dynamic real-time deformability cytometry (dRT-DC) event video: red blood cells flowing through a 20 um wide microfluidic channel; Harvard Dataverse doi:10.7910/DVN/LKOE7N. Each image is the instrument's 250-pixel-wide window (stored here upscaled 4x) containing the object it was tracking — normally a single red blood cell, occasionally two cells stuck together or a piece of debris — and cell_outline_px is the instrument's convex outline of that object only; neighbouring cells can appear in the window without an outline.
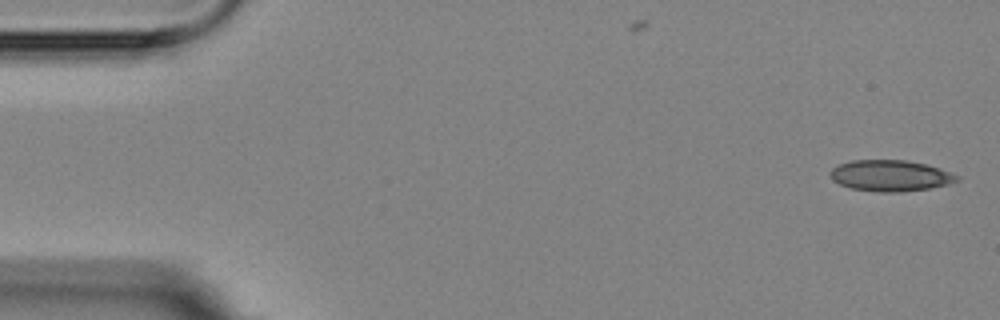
{"species": "Egyptian fruit bat (a non-hibernating species)", "species_latin": "Rousettus aegyptiacus", "temperature_condition": "room temperature", "stored_images_in_passage": 5, "camera_frame_rate_fps": 3000, "um_per_image_px": 0.085, "animal": {"sex": "female"}, "frame": {"image": 1, "passage_image": 1, "time_ms": 0.0, "image_size_px": [1000, 320], "cell_outline_px": [[960, 180], [948, 184], [928, 188], [900, 192], [880, 192], [852, 188], [840, 184], [832, 180], [828, 172], [836, 164], [852, 160], [904, 160], [928, 164], [940, 168], [960, 176]], "centroid_in_image_um": [75.67, 14.92], "position_along_channel_um": 9.3, "area_um2": 23.12}}
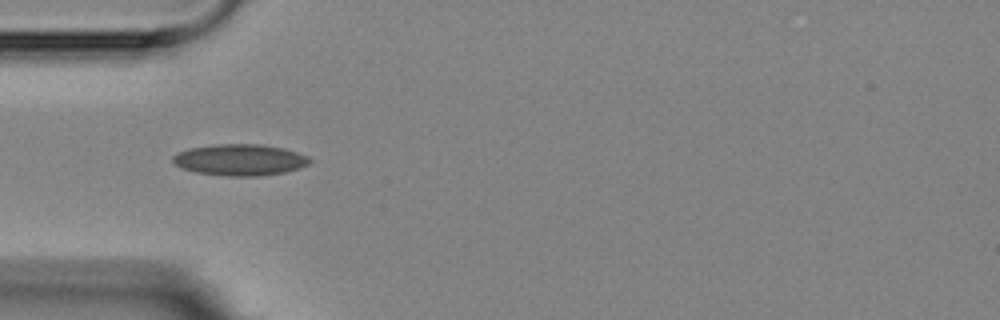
{"frame": {"image": 2, "passage_image": 4, "time_ms": 5.0, "image_size_px": [1000, 320], "cell_outline_px": [[312, 160], [308, 164], [300, 168], [284, 172], [260, 176], [228, 176], [196, 172], [180, 168], [172, 160], [172, 156], [176, 152], [188, 148], [216, 144], [260, 144], [284, 148], [308, 156]], "centroid_in_image_um": [20.37, 13.58], "position_along_channel_um": 64.6, "area_um2": 25.14}}
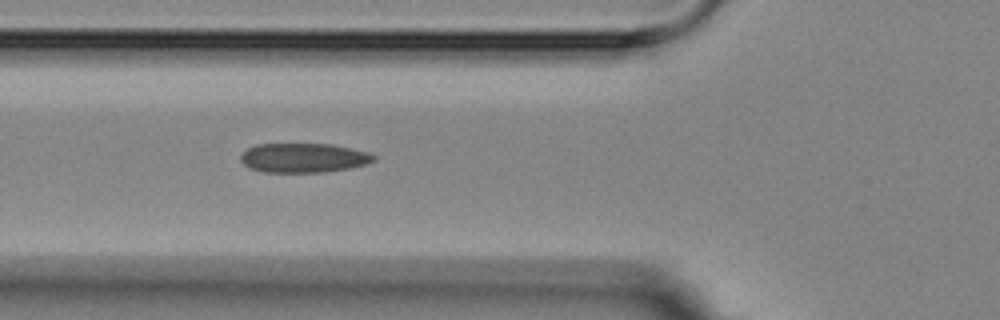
{"frame": {"image": 3, "passage_image": 5, "time_ms": 6.0, "image_size_px": [1000, 320], "cell_outline_px": [[376, 160], [364, 164], [348, 168], [324, 172], [264, 172], [248, 168], [240, 160], [240, 156], [248, 148], [256, 144], [332, 144], [352, 148], [368, 152], [376, 156]], "centroid_in_image_um": [25.79, 13.41], "position_along_channel_um": 100.0, "area_um2": 22.77}}